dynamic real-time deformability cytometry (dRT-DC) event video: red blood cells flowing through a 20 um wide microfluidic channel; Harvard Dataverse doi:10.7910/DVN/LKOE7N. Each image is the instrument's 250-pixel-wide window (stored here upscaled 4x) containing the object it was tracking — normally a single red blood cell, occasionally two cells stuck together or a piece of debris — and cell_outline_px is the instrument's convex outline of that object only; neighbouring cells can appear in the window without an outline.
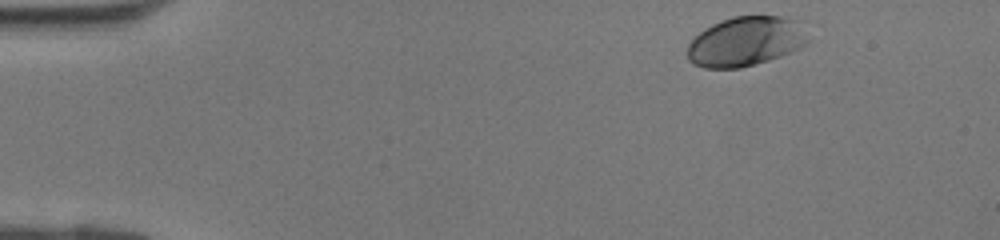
{"species": "human", "species_latin": "Homo sapiens", "temperature_condition": "room temperature", "stored_images_in_passage": 37, "camera_frame_rate_fps": 3000, "um_per_image_px": 0.085, "donor": {"sex": "female"}, "frame": {"image": 1, "passage_image": 1, "time_ms": 0.0, "image_size_px": [1000, 240], "cell_outline_px": [[808, 40], [804, 44], [780, 56], [768, 60], [740, 68], [704, 68], [692, 64], [688, 60], [688, 44], [700, 32], [712, 24], [732, 16], [780, 16], [792, 20]], "centroid_in_image_um": [63.26, 3.54], "position_along_channel_um": 21.7, "area_um2": 33.87}}
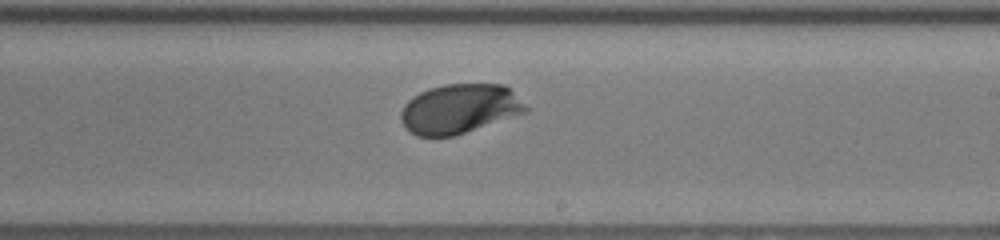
{"frame": {"image": 2, "passage_image": 21, "time_ms": 6.667, "image_size_px": [1000, 240], "cell_outline_px": [[528, 112], [452, 136], [416, 136], [404, 128], [400, 120], [400, 112], [404, 104], [412, 96], [428, 88], [444, 84], [504, 84], [528, 108]], "centroid_in_image_um": [39.0, 9.25], "position_along_channel_um": 250.0, "area_um2": 35.95}}
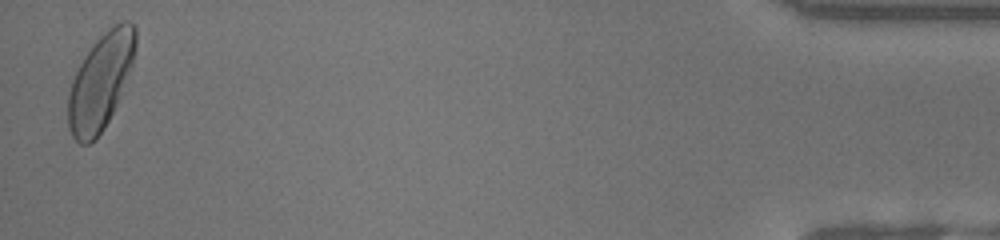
{"frame": {"image": 3, "passage_image": 37, "time_ms": 12.0, "image_size_px": [1000, 240], "cell_outline_px": [[136, 44], [132, 64], [120, 96], [104, 128], [96, 140], [88, 144], [80, 144], [72, 136], [68, 128], [68, 92], [72, 80], [84, 56], [92, 44], [108, 28], [124, 20], [128, 20], [136, 28]], "centroid_in_image_um": [8.53, 6.94], "position_along_channel_um": 426.7, "area_um2": 37.45}}